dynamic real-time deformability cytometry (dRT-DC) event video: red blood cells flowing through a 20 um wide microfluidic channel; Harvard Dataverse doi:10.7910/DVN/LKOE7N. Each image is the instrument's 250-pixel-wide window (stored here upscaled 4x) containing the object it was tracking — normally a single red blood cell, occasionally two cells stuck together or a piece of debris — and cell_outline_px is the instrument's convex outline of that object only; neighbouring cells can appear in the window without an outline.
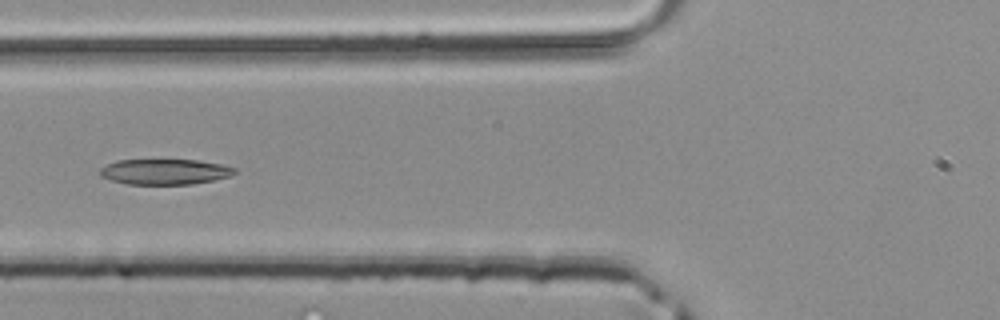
{"species": "common noctule bat (a hibernating species)", "species_latin": "Nyctalus noctula", "temperature_condition": "room temperature", "stored_images_in_passage": 44, "camera_frame_rate_fps": 3000, "um_per_image_px": 0.085, "animal": {"sex": "male", "body_mass_g": 20.4}, "frame": {"image": 1, "passage_image": 17, "time_ms": 5.333, "image_size_px": [1000, 320], "cell_outline_px": [[236, 172], [228, 176], [212, 180], [192, 184], [128, 184], [112, 180], [100, 176], [100, 168], [116, 160], [196, 160], [220, 164], [236, 168]], "centroid_in_image_um": [13.98, 14.59], "position_along_channel_um": 111.8, "area_um2": 19.77}}
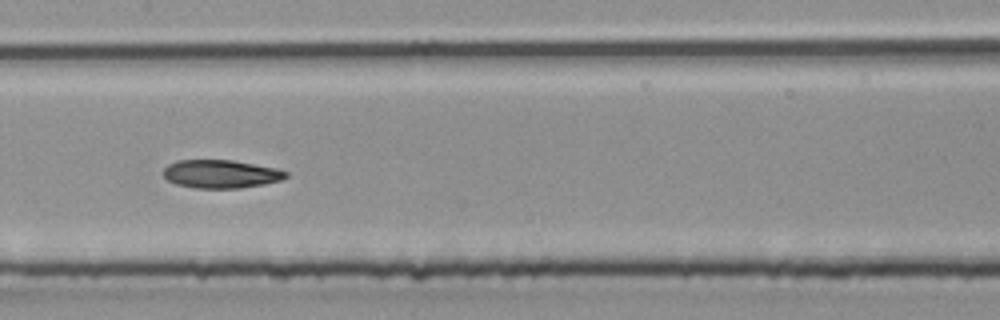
{"frame": {"image": 2, "passage_image": 22, "time_ms": 7.0, "image_size_px": [1000, 320], "cell_outline_px": [[288, 176], [280, 180], [264, 184], [240, 188], [196, 188], [176, 184], [168, 180], [164, 176], [164, 168], [168, 164], [176, 160], [232, 160], [276, 168], [288, 172]], "centroid_in_image_um": [18.77, 14.78], "position_along_channel_um": 188.6, "area_um2": 20.11}}
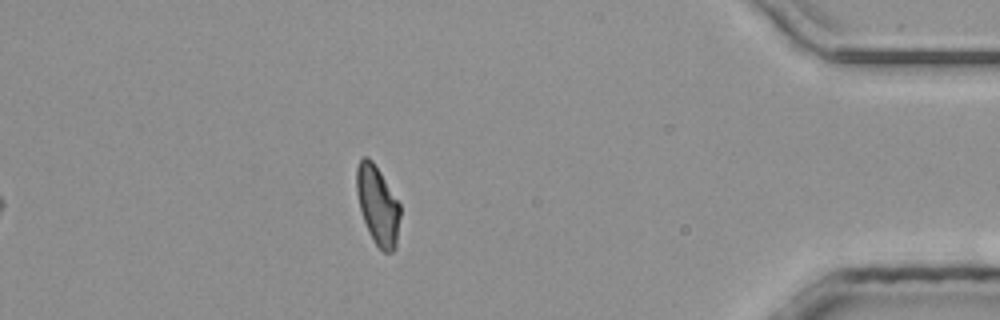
{"frame": {"image": 3, "passage_image": 39, "time_ms": 12.667, "image_size_px": [1000, 320], "cell_outline_px": [[400, 216], [396, 248], [392, 252], [384, 252], [376, 244], [364, 220], [360, 208], [356, 192], [356, 168], [360, 160], [364, 156], [368, 156], [372, 160], [380, 172], [400, 204]], "centroid_in_image_um": [32.11, 17.42], "position_along_channel_um": 403.1, "area_um2": 19.77}}